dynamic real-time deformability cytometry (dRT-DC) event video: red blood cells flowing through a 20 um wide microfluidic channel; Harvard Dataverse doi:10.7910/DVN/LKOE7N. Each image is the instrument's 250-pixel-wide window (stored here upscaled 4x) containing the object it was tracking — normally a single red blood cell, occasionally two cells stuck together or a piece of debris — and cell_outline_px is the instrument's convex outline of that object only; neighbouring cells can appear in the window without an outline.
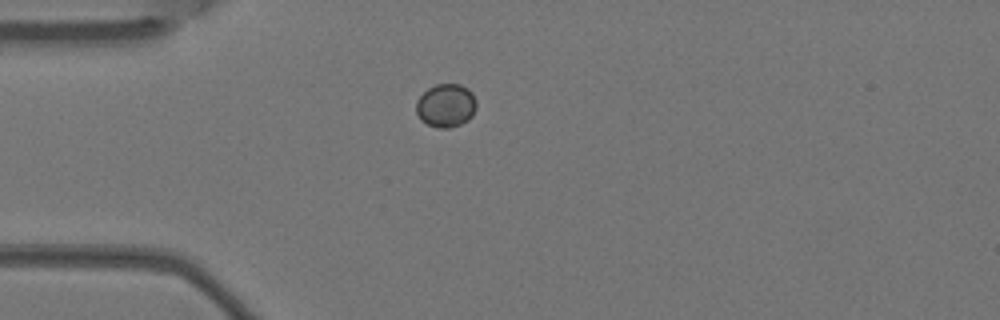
{"species": "Egyptian fruit bat (a non-hibernating species)", "species_latin": "Rousettus aegyptiacus", "temperature_condition": "warm", "stored_images_in_passage": 2, "camera_frame_rate_fps": 3000, "um_per_image_px": 0.085, "animal": {"sex": "female"}, "frame": {"image": 1, "passage_image": 1, "time_ms": 0.0, "image_size_px": [1000, 320], "cell_outline_px": [[476, 108], [472, 116], [468, 120], [460, 124], [448, 128], [436, 128], [420, 120], [416, 112], [416, 100], [428, 88], [436, 84], [460, 84], [468, 88], [472, 92], [476, 100]], "centroid_in_image_um": [37.9, 8.97], "position_along_channel_um": 47.1, "area_um2": 15.37}}